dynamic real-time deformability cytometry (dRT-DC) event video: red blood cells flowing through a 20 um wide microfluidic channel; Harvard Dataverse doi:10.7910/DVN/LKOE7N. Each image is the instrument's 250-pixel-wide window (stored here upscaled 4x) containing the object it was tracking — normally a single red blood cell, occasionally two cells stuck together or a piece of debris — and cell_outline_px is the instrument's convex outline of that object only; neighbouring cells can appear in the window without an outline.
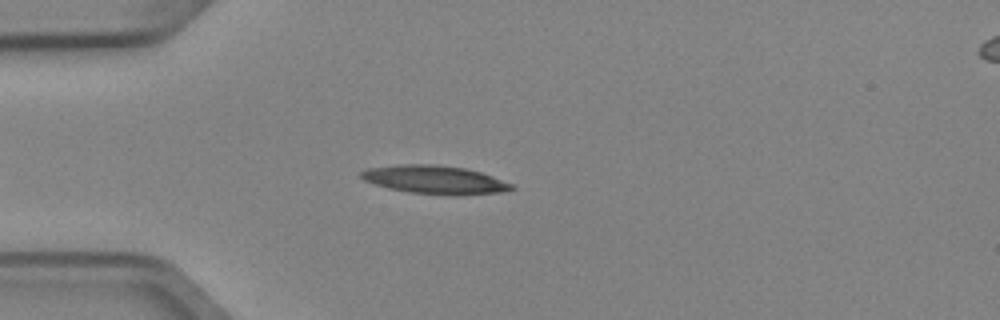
{"species": "Egyptian fruit bat (a non-hibernating species)", "species_latin": "Rousettus aegyptiacus", "temperature_condition": "cold", "stored_images_in_passage": 3, "camera_frame_rate_fps": 3000, "um_per_image_px": 0.085, "animal": {"sex": "female"}, "frame": {"image": 1, "passage_image": 2, "time_ms": 0.333, "image_size_px": [1000, 320], "cell_outline_px": [[516, 188], [504, 192], [460, 196], [448, 196], [408, 192], [388, 188], [364, 180], [360, 176], [360, 172], [368, 168], [400, 164], [436, 164], [464, 168], [480, 172], [492, 176], [512, 184]], "centroid_in_image_um": [36.99, 15.29], "position_along_channel_um": 48.0, "area_um2": 25.14}}